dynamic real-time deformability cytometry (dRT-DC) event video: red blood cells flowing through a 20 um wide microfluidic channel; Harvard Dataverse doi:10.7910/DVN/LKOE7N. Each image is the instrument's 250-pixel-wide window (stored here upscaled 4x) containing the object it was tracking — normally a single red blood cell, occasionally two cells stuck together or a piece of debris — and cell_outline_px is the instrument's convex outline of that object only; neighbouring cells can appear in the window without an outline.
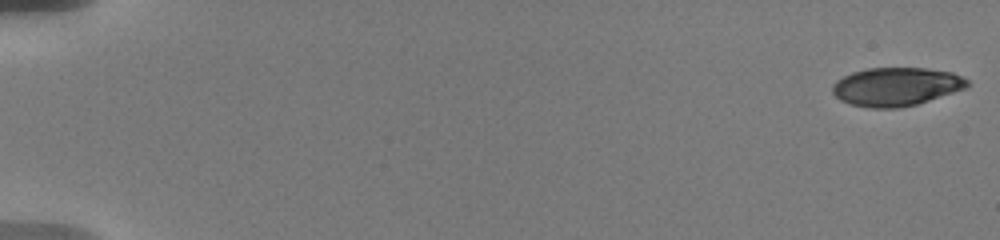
{"species": "human", "species_latin": "Homo sapiens", "temperature_condition": "warm", "stored_images_in_passage": 50, "camera_frame_rate_fps": 3000, "um_per_image_px": 0.085, "donor": {"sex": "male"}, "frame": {"image": 1, "passage_image": 1, "time_ms": 0.0, "image_size_px": [1000, 240], "cell_outline_px": [[968, 88], [916, 104], [896, 108], [872, 108], [852, 104], [840, 100], [832, 92], [832, 84], [836, 80], [852, 72], [868, 68], [928, 68], [952, 72], [968, 80]], "centroid_in_image_um": [76.17, 7.36], "position_along_channel_um": 8.8, "area_um2": 30.17}}
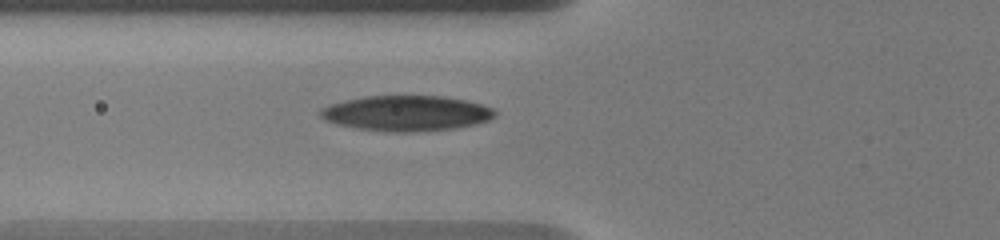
{"frame": {"image": 2, "passage_image": 31, "time_ms": 7.333, "image_size_px": [1000, 240], "cell_outline_px": [[496, 116], [488, 120], [476, 124], [456, 128], [416, 132], [392, 132], [356, 128], [336, 124], [324, 120], [320, 116], [320, 108], [328, 104], [344, 100], [364, 96], [444, 96], [464, 100], [480, 104], [492, 108], [496, 112]], "centroid_in_image_um": [34.51, 9.63], "position_along_channel_um": 91.3, "area_um2": 36.18}}
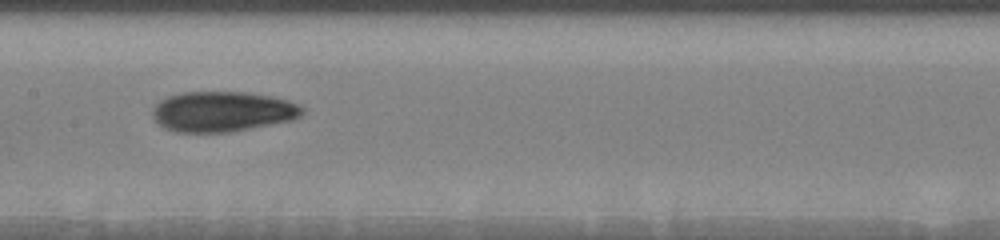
{"frame": {"image": 3, "passage_image": 49, "time_ms": 10.0, "image_size_px": [1000, 240], "cell_outline_px": [[304, 112], [300, 116], [292, 120], [228, 132], [180, 132], [164, 128], [152, 116], [152, 108], [160, 100], [168, 96], [184, 92], [248, 92], [288, 100], [300, 104], [304, 108]], "centroid_in_image_um": [18.91, 9.47], "position_along_channel_um": 188.5, "area_um2": 35.03}}